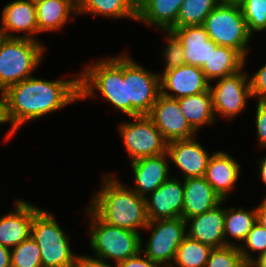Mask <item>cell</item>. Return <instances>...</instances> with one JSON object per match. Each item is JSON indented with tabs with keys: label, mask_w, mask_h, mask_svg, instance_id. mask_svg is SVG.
<instances>
[{
	"label": "cell",
	"mask_w": 266,
	"mask_h": 267,
	"mask_svg": "<svg viewBox=\"0 0 266 267\" xmlns=\"http://www.w3.org/2000/svg\"><path fill=\"white\" fill-rule=\"evenodd\" d=\"M77 77L48 81L32 76L9 86L2 93L3 121L11 125L5 138L11 139L23 124L33 119L80 101Z\"/></svg>",
	"instance_id": "obj_1"
},
{
	"label": "cell",
	"mask_w": 266,
	"mask_h": 267,
	"mask_svg": "<svg viewBox=\"0 0 266 267\" xmlns=\"http://www.w3.org/2000/svg\"><path fill=\"white\" fill-rule=\"evenodd\" d=\"M103 186L92 197L89 207L106 223L138 232L149 220L145 198L127 188L112 175L102 177ZM138 229V230H137Z\"/></svg>",
	"instance_id": "obj_2"
},
{
	"label": "cell",
	"mask_w": 266,
	"mask_h": 267,
	"mask_svg": "<svg viewBox=\"0 0 266 267\" xmlns=\"http://www.w3.org/2000/svg\"><path fill=\"white\" fill-rule=\"evenodd\" d=\"M88 64L79 75L80 100L95 97L96 90L114 109L127 115L126 82L123 79V53ZM95 92V94H94Z\"/></svg>",
	"instance_id": "obj_3"
},
{
	"label": "cell",
	"mask_w": 266,
	"mask_h": 267,
	"mask_svg": "<svg viewBox=\"0 0 266 267\" xmlns=\"http://www.w3.org/2000/svg\"><path fill=\"white\" fill-rule=\"evenodd\" d=\"M87 213L91 221L90 247L95 252L96 257L92 259L107 263L106 260L119 262L133 257L141 252L140 232L124 229L104 222L89 206Z\"/></svg>",
	"instance_id": "obj_4"
},
{
	"label": "cell",
	"mask_w": 266,
	"mask_h": 267,
	"mask_svg": "<svg viewBox=\"0 0 266 267\" xmlns=\"http://www.w3.org/2000/svg\"><path fill=\"white\" fill-rule=\"evenodd\" d=\"M44 54L45 46L41 41L0 36V93L32 77Z\"/></svg>",
	"instance_id": "obj_5"
},
{
	"label": "cell",
	"mask_w": 266,
	"mask_h": 267,
	"mask_svg": "<svg viewBox=\"0 0 266 267\" xmlns=\"http://www.w3.org/2000/svg\"><path fill=\"white\" fill-rule=\"evenodd\" d=\"M47 210L33 218L31 236L40 248L42 267H75L80 255L73 254L69 237Z\"/></svg>",
	"instance_id": "obj_6"
},
{
	"label": "cell",
	"mask_w": 266,
	"mask_h": 267,
	"mask_svg": "<svg viewBox=\"0 0 266 267\" xmlns=\"http://www.w3.org/2000/svg\"><path fill=\"white\" fill-rule=\"evenodd\" d=\"M203 26L209 38L219 46L234 48L246 58L253 36L248 32L239 5L218 4L205 18Z\"/></svg>",
	"instance_id": "obj_7"
},
{
	"label": "cell",
	"mask_w": 266,
	"mask_h": 267,
	"mask_svg": "<svg viewBox=\"0 0 266 267\" xmlns=\"http://www.w3.org/2000/svg\"><path fill=\"white\" fill-rule=\"evenodd\" d=\"M123 79L127 91V116L148 115L160 94V74L146 70L123 52Z\"/></svg>",
	"instance_id": "obj_8"
},
{
	"label": "cell",
	"mask_w": 266,
	"mask_h": 267,
	"mask_svg": "<svg viewBox=\"0 0 266 267\" xmlns=\"http://www.w3.org/2000/svg\"><path fill=\"white\" fill-rule=\"evenodd\" d=\"M186 227L182 217L149 221L144 230H152L151 236L145 242L144 250L141 239V252L162 267H171L176 251L187 235Z\"/></svg>",
	"instance_id": "obj_9"
},
{
	"label": "cell",
	"mask_w": 266,
	"mask_h": 267,
	"mask_svg": "<svg viewBox=\"0 0 266 267\" xmlns=\"http://www.w3.org/2000/svg\"><path fill=\"white\" fill-rule=\"evenodd\" d=\"M133 122L121 123L120 137L131 162L167 152V141L148 115L133 116Z\"/></svg>",
	"instance_id": "obj_10"
},
{
	"label": "cell",
	"mask_w": 266,
	"mask_h": 267,
	"mask_svg": "<svg viewBox=\"0 0 266 267\" xmlns=\"http://www.w3.org/2000/svg\"><path fill=\"white\" fill-rule=\"evenodd\" d=\"M210 91L215 116L218 113L228 120L243 111L252 98L248 74L242 70L218 79L216 85L210 84Z\"/></svg>",
	"instance_id": "obj_11"
},
{
	"label": "cell",
	"mask_w": 266,
	"mask_h": 267,
	"mask_svg": "<svg viewBox=\"0 0 266 267\" xmlns=\"http://www.w3.org/2000/svg\"><path fill=\"white\" fill-rule=\"evenodd\" d=\"M148 116L167 142L195 137L196 132L181 112L178 99L159 94Z\"/></svg>",
	"instance_id": "obj_12"
},
{
	"label": "cell",
	"mask_w": 266,
	"mask_h": 267,
	"mask_svg": "<svg viewBox=\"0 0 266 267\" xmlns=\"http://www.w3.org/2000/svg\"><path fill=\"white\" fill-rule=\"evenodd\" d=\"M202 69L184 64L160 73V94L179 99L195 95L210 89Z\"/></svg>",
	"instance_id": "obj_13"
},
{
	"label": "cell",
	"mask_w": 266,
	"mask_h": 267,
	"mask_svg": "<svg viewBox=\"0 0 266 267\" xmlns=\"http://www.w3.org/2000/svg\"><path fill=\"white\" fill-rule=\"evenodd\" d=\"M170 177L150 197H145L149 221L182 217L184 182Z\"/></svg>",
	"instance_id": "obj_14"
},
{
	"label": "cell",
	"mask_w": 266,
	"mask_h": 267,
	"mask_svg": "<svg viewBox=\"0 0 266 267\" xmlns=\"http://www.w3.org/2000/svg\"><path fill=\"white\" fill-rule=\"evenodd\" d=\"M0 23V36L38 41L34 36L39 33L34 0H15L7 3L2 10ZM16 32H25V35L18 36L15 35Z\"/></svg>",
	"instance_id": "obj_15"
},
{
	"label": "cell",
	"mask_w": 266,
	"mask_h": 267,
	"mask_svg": "<svg viewBox=\"0 0 266 267\" xmlns=\"http://www.w3.org/2000/svg\"><path fill=\"white\" fill-rule=\"evenodd\" d=\"M14 210L0 216V245L9 249L31 237L34 216L41 210L24 200H17Z\"/></svg>",
	"instance_id": "obj_16"
},
{
	"label": "cell",
	"mask_w": 266,
	"mask_h": 267,
	"mask_svg": "<svg viewBox=\"0 0 266 267\" xmlns=\"http://www.w3.org/2000/svg\"><path fill=\"white\" fill-rule=\"evenodd\" d=\"M168 159L180 168L184 179L204 177L213 154L193 138L173 140L167 143Z\"/></svg>",
	"instance_id": "obj_17"
},
{
	"label": "cell",
	"mask_w": 266,
	"mask_h": 267,
	"mask_svg": "<svg viewBox=\"0 0 266 267\" xmlns=\"http://www.w3.org/2000/svg\"><path fill=\"white\" fill-rule=\"evenodd\" d=\"M221 203L200 215L186 219L187 236L211 248L225 247V208Z\"/></svg>",
	"instance_id": "obj_18"
},
{
	"label": "cell",
	"mask_w": 266,
	"mask_h": 267,
	"mask_svg": "<svg viewBox=\"0 0 266 267\" xmlns=\"http://www.w3.org/2000/svg\"><path fill=\"white\" fill-rule=\"evenodd\" d=\"M168 153L157 156L141 158L131 162V168L134 173L135 187L131 188L138 195L145 198L147 194L153 193L171 176L169 174V165L167 163Z\"/></svg>",
	"instance_id": "obj_19"
},
{
	"label": "cell",
	"mask_w": 266,
	"mask_h": 267,
	"mask_svg": "<svg viewBox=\"0 0 266 267\" xmlns=\"http://www.w3.org/2000/svg\"><path fill=\"white\" fill-rule=\"evenodd\" d=\"M240 167L237 160L224 151L213 153L209 160L204 177L224 201L235 188Z\"/></svg>",
	"instance_id": "obj_20"
},
{
	"label": "cell",
	"mask_w": 266,
	"mask_h": 267,
	"mask_svg": "<svg viewBox=\"0 0 266 267\" xmlns=\"http://www.w3.org/2000/svg\"><path fill=\"white\" fill-rule=\"evenodd\" d=\"M182 218L184 220L215 208L224 200L214 191L205 177L184 179Z\"/></svg>",
	"instance_id": "obj_21"
},
{
	"label": "cell",
	"mask_w": 266,
	"mask_h": 267,
	"mask_svg": "<svg viewBox=\"0 0 266 267\" xmlns=\"http://www.w3.org/2000/svg\"><path fill=\"white\" fill-rule=\"evenodd\" d=\"M171 31L181 42L185 64L202 68L208 63L210 45L214 42L203 25L172 27Z\"/></svg>",
	"instance_id": "obj_22"
},
{
	"label": "cell",
	"mask_w": 266,
	"mask_h": 267,
	"mask_svg": "<svg viewBox=\"0 0 266 267\" xmlns=\"http://www.w3.org/2000/svg\"><path fill=\"white\" fill-rule=\"evenodd\" d=\"M245 62L246 58L238 50L227 46H219L213 42L210 45L208 63L201 69L210 82L243 70Z\"/></svg>",
	"instance_id": "obj_23"
},
{
	"label": "cell",
	"mask_w": 266,
	"mask_h": 267,
	"mask_svg": "<svg viewBox=\"0 0 266 267\" xmlns=\"http://www.w3.org/2000/svg\"><path fill=\"white\" fill-rule=\"evenodd\" d=\"M39 33L62 29L71 14L77 15L76 0H34Z\"/></svg>",
	"instance_id": "obj_24"
},
{
	"label": "cell",
	"mask_w": 266,
	"mask_h": 267,
	"mask_svg": "<svg viewBox=\"0 0 266 267\" xmlns=\"http://www.w3.org/2000/svg\"><path fill=\"white\" fill-rule=\"evenodd\" d=\"M183 0H148L137 13V20L169 31L177 21Z\"/></svg>",
	"instance_id": "obj_25"
},
{
	"label": "cell",
	"mask_w": 266,
	"mask_h": 267,
	"mask_svg": "<svg viewBox=\"0 0 266 267\" xmlns=\"http://www.w3.org/2000/svg\"><path fill=\"white\" fill-rule=\"evenodd\" d=\"M178 104L187 122L196 133L201 126L213 124L216 120L210 89L179 98Z\"/></svg>",
	"instance_id": "obj_26"
},
{
	"label": "cell",
	"mask_w": 266,
	"mask_h": 267,
	"mask_svg": "<svg viewBox=\"0 0 266 267\" xmlns=\"http://www.w3.org/2000/svg\"><path fill=\"white\" fill-rule=\"evenodd\" d=\"M77 15L93 14L110 18L137 20L138 11L130 0H76Z\"/></svg>",
	"instance_id": "obj_27"
},
{
	"label": "cell",
	"mask_w": 266,
	"mask_h": 267,
	"mask_svg": "<svg viewBox=\"0 0 266 267\" xmlns=\"http://www.w3.org/2000/svg\"><path fill=\"white\" fill-rule=\"evenodd\" d=\"M257 223L256 207L252 210L240 208H225L224 238L226 246H237L228 240L229 235L236 239L237 242H244L249 231ZM228 236V237H227Z\"/></svg>",
	"instance_id": "obj_28"
},
{
	"label": "cell",
	"mask_w": 266,
	"mask_h": 267,
	"mask_svg": "<svg viewBox=\"0 0 266 267\" xmlns=\"http://www.w3.org/2000/svg\"><path fill=\"white\" fill-rule=\"evenodd\" d=\"M212 249L186 235L176 251L171 267H206Z\"/></svg>",
	"instance_id": "obj_29"
},
{
	"label": "cell",
	"mask_w": 266,
	"mask_h": 267,
	"mask_svg": "<svg viewBox=\"0 0 266 267\" xmlns=\"http://www.w3.org/2000/svg\"><path fill=\"white\" fill-rule=\"evenodd\" d=\"M217 5V0H183L173 27L203 25L205 18Z\"/></svg>",
	"instance_id": "obj_30"
},
{
	"label": "cell",
	"mask_w": 266,
	"mask_h": 267,
	"mask_svg": "<svg viewBox=\"0 0 266 267\" xmlns=\"http://www.w3.org/2000/svg\"><path fill=\"white\" fill-rule=\"evenodd\" d=\"M239 250L244 262L251 267L258 259L266 254V230L257 222L247 234L243 243L239 244ZM257 252L258 256L255 259L252 253Z\"/></svg>",
	"instance_id": "obj_31"
},
{
	"label": "cell",
	"mask_w": 266,
	"mask_h": 267,
	"mask_svg": "<svg viewBox=\"0 0 266 267\" xmlns=\"http://www.w3.org/2000/svg\"><path fill=\"white\" fill-rule=\"evenodd\" d=\"M11 267H42L40 248L32 236L11 249Z\"/></svg>",
	"instance_id": "obj_32"
},
{
	"label": "cell",
	"mask_w": 266,
	"mask_h": 267,
	"mask_svg": "<svg viewBox=\"0 0 266 267\" xmlns=\"http://www.w3.org/2000/svg\"><path fill=\"white\" fill-rule=\"evenodd\" d=\"M239 6L252 36L266 30V0H242Z\"/></svg>",
	"instance_id": "obj_33"
},
{
	"label": "cell",
	"mask_w": 266,
	"mask_h": 267,
	"mask_svg": "<svg viewBox=\"0 0 266 267\" xmlns=\"http://www.w3.org/2000/svg\"><path fill=\"white\" fill-rule=\"evenodd\" d=\"M206 267H249L243 260L239 247L225 246L212 249Z\"/></svg>",
	"instance_id": "obj_34"
},
{
	"label": "cell",
	"mask_w": 266,
	"mask_h": 267,
	"mask_svg": "<svg viewBox=\"0 0 266 267\" xmlns=\"http://www.w3.org/2000/svg\"><path fill=\"white\" fill-rule=\"evenodd\" d=\"M166 33L167 45L164 48L162 55L165 61L164 71L176 68L185 64V57L181 42L171 31H164Z\"/></svg>",
	"instance_id": "obj_35"
},
{
	"label": "cell",
	"mask_w": 266,
	"mask_h": 267,
	"mask_svg": "<svg viewBox=\"0 0 266 267\" xmlns=\"http://www.w3.org/2000/svg\"><path fill=\"white\" fill-rule=\"evenodd\" d=\"M252 98L258 101H266V64L259 68L249 79Z\"/></svg>",
	"instance_id": "obj_36"
},
{
	"label": "cell",
	"mask_w": 266,
	"mask_h": 267,
	"mask_svg": "<svg viewBox=\"0 0 266 267\" xmlns=\"http://www.w3.org/2000/svg\"><path fill=\"white\" fill-rule=\"evenodd\" d=\"M255 125L260 147L266 148V101H258L256 105Z\"/></svg>",
	"instance_id": "obj_37"
},
{
	"label": "cell",
	"mask_w": 266,
	"mask_h": 267,
	"mask_svg": "<svg viewBox=\"0 0 266 267\" xmlns=\"http://www.w3.org/2000/svg\"><path fill=\"white\" fill-rule=\"evenodd\" d=\"M142 252L119 262L115 267H162L159 263L153 262L145 254L141 257Z\"/></svg>",
	"instance_id": "obj_38"
},
{
	"label": "cell",
	"mask_w": 266,
	"mask_h": 267,
	"mask_svg": "<svg viewBox=\"0 0 266 267\" xmlns=\"http://www.w3.org/2000/svg\"><path fill=\"white\" fill-rule=\"evenodd\" d=\"M75 267H115V265L112 266L108 263L92 259L85 255H80L76 262Z\"/></svg>",
	"instance_id": "obj_39"
},
{
	"label": "cell",
	"mask_w": 266,
	"mask_h": 267,
	"mask_svg": "<svg viewBox=\"0 0 266 267\" xmlns=\"http://www.w3.org/2000/svg\"><path fill=\"white\" fill-rule=\"evenodd\" d=\"M257 222L266 230V198L256 207Z\"/></svg>",
	"instance_id": "obj_40"
},
{
	"label": "cell",
	"mask_w": 266,
	"mask_h": 267,
	"mask_svg": "<svg viewBox=\"0 0 266 267\" xmlns=\"http://www.w3.org/2000/svg\"><path fill=\"white\" fill-rule=\"evenodd\" d=\"M0 267H11V249L0 245Z\"/></svg>",
	"instance_id": "obj_41"
},
{
	"label": "cell",
	"mask_w": 266,
	"mask_h": 267,
	"mask_svg": "<svg viewBox=\"0 0 266 267\" xmlns=\"http://www.w3.org/2000/svg\"><path fill=\"white\" fill-rule=\"evenodd\" d=\"M259 166V177L266 185V156L260 161ZM264 198H266V195L264 196Z\"/></svg>",
	"instance_id": "obj_42"
},
{
	"label": "cell",
	"mask_w": 266,
	"mask_h": 267,
	"mask_svg": "<svg viewBox=\"0 0 266 267\" xmlns=\"http://www.w3.org/2000/svg\"><path fill=\"white\" fill-rule=\"evenodd\" d=\"M251 267H266V254L258 259Z\"/></svg>",
	"instance_id": "obj_43"
},
{
	"label": "cell",
	"mask_w": 266,
	"mask_h": 267,
	"mask_svg": "<svg viewBox=\"0 0 266 267\" xmlns=\"http://www.w3.org/2000/svg\"><path fill=\"white\" fill-rule=\"evenodd\" d=\"M218 4L240 5L242 0H217Z\"/></svg>",
	"instance_id": "obj_44"
},
{
	"label": "cell",
	"mask_w": 266,
	"mask_h": 267,
	"mask_svg": "<svg viewBox=\"0 0 266 267\" xmlns=\"http://www.w3.org/2000/svg\"><path fill=\"white\" fill-rule=\"evenodd\" d=\"M133 7L138 11L148 0H130Z\"/></svg>",
	"instance_id": "obj_45"
},
{
	"label": "cell",
	"mask_w": 266,
	"mask_h": 267,
	"mask_svg": "<svg viewBox=\"0 0 266 267\" xmlns=\"http://www.w3.org/2000/svg\"><path fill=\"white\" fill-rule=\"evenodd\" d=\"M0 123H4L3 121V106H2V94L0 96Z\"/></svg>",
	"instance_id": "obj_46"
}]
</instances>
